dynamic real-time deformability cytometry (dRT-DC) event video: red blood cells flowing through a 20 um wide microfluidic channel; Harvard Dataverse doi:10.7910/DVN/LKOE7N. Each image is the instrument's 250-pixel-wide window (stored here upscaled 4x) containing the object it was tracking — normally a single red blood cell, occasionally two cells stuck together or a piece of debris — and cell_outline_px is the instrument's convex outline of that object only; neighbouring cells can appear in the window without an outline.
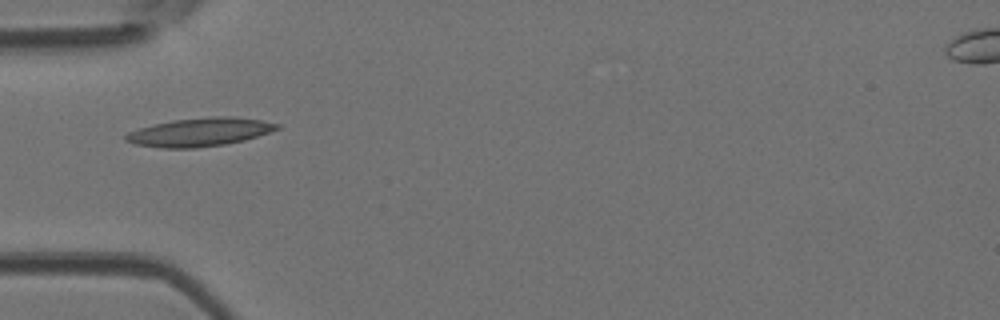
{"species": "Egyptian fruit bat (a non-hibernating species)", "species_latin": "Rousettus aegyptiacus", "temperature_condition": "room temperature", "stored_images_in_passage": 5, "camera_frame_rate_fps": 3000, "um_per_image_px": 0.085, "animal": {"sex": "female"}, "frame": {"image": 1, "passage_image": 4, "time_ms": 1.0, "image_size_px": [1000, 320], "cell_outline_px": [[280, 128], [244, 140], [224, 144], [196, 148], [160, 148], [136, 144], [124, 140], [124, 136], [128, 132], [140, 128], [172, 120], [212, 116], [232, 116], [260, 120], [280, 124]], "centroid_in_image_um": [16.96, 11.23], "position_along_channel_um": 68.0, "area_um2": 24.85}}
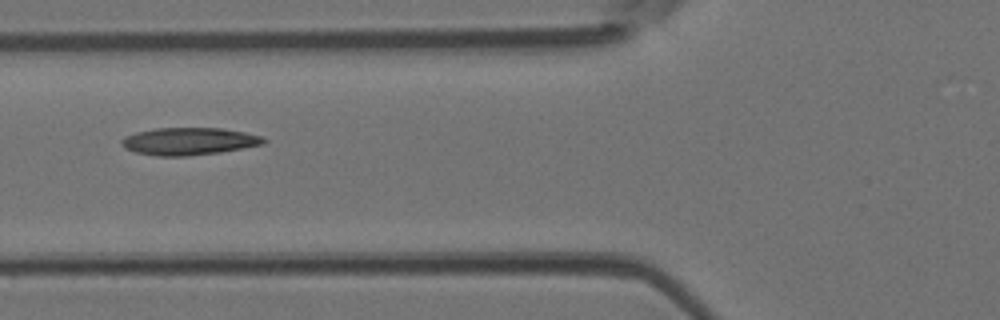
{"frame": {"image": 2, "passage_image": 5, "time_ms": 1.333, "image_size_px": [1000, 320], "cell_outline_px": [[268, 140], [264, 144], [220, 152], [188, 156], [156, 156], [136, 152], [124, 148], [120, 144], [120, 140], [124, 136], [136, 132], [156, 128], [220, 128], [244, 132], [264, 136]], "centroid_in_image_um": [16.05, 12.01], "position_along_channel_um": 109.7, "area_um2": 22.83}}